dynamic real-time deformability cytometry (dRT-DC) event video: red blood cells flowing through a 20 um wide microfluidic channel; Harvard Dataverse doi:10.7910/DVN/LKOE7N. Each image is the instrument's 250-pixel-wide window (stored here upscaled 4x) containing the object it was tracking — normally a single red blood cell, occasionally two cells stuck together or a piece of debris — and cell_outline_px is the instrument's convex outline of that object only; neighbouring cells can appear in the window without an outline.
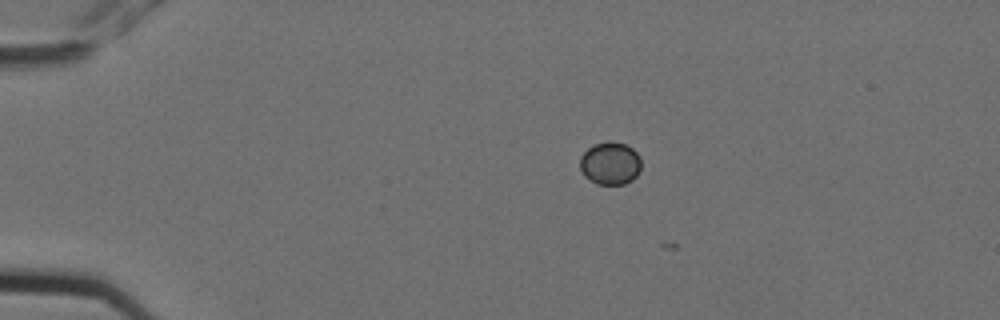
{"species": "Egyptian fruit bat (a non-hibernating species)", "species_latin": "Rousettus aegyptiacus", "temperature_condition": "cold", "stored_images_in_passage": 4, "camera_frame_rate_fps": 3000, "um_per_image_px": 0.085, "animal": {"sex": "female"}, "frame": {"image": 1, "passage_image": 1, "time_ms": 0.0, "image_size_px": [1000, 320], "cell_outline_px": [[640, 172], [632, 180], [624, 184], [596, 184], [584, 176], [580, 168], [580, 156], [588, 148], [596, 144], [608, 140], [624, 144], [632, 148], [640, 156]], "centroid_in_image_um": [51.86, 13.88], "position_along_channel_um": 33.1, "area_um2": 15.32}}